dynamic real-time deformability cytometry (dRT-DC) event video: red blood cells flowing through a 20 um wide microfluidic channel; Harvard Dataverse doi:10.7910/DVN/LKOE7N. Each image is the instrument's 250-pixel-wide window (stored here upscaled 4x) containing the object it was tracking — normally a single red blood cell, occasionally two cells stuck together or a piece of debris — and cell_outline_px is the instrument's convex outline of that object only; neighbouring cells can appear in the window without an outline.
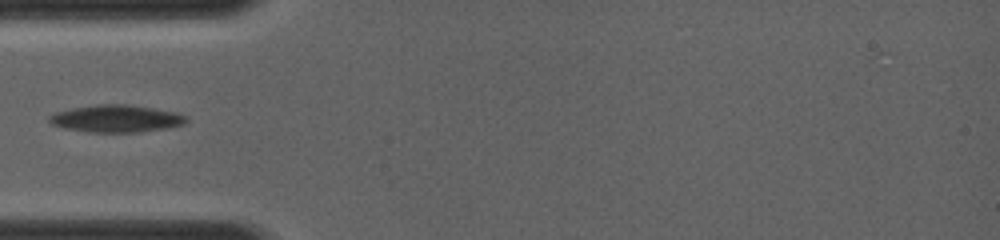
{"species": "common noctule bat (a hibernating species)", "species_latin": "Nyctalus noctula", "temperature_condition": "room temperature", "stored_images_in_passage": 39, "camera_frame_rate_fps": 4000, "um_per_image_px": 0.085, "animal": {"sex": "female", "body_mass_g": 19.0, "forearm_length_mm": 56.7}, "frame": {"image": 1, "passage_image": 1, "time_ms": 0.0, "image_size_px": [1000, 240], "cell_outline_px": [[188, 120], [184, 124], [168, 128], [140, 132], [88, 132], [64, 128], [52, 124], [48, 120], [48, 116], [56, 112], [72, 108], [100, 104], [124, 104], [152, 108], [176, 112], [188, 116]], "centroid_in_image_um": [9.9, 10.09], "position_along_channel_um": 75.1, "area_um2": 21.79}}
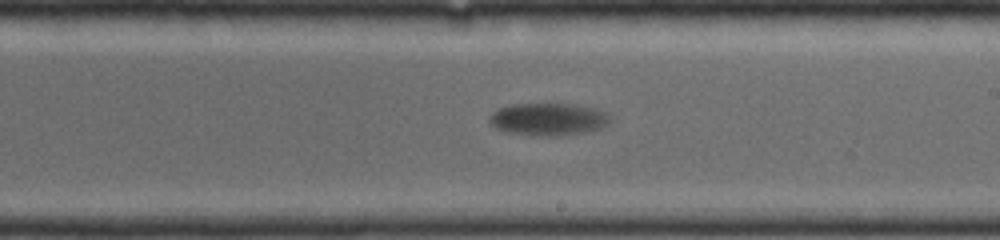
{"frame": {"image": 2, "passage_image": 16, "time_ms": 3.75, "image_size_px": [1000, 240], "cell_outline_px": [[608, 124], [600, 128], [588, 132], [564, 136], [540, 136], [508, 132], [496, 128], [488, 120], [492, 112], [500, 108], [512, 104], [568, 104], [592, 108], [604, 112], [608, 120]], "centroid_in_image_um": [46.57, 10.15], "position_along_channel_um": 242.4, "area_um2": 22.54}}
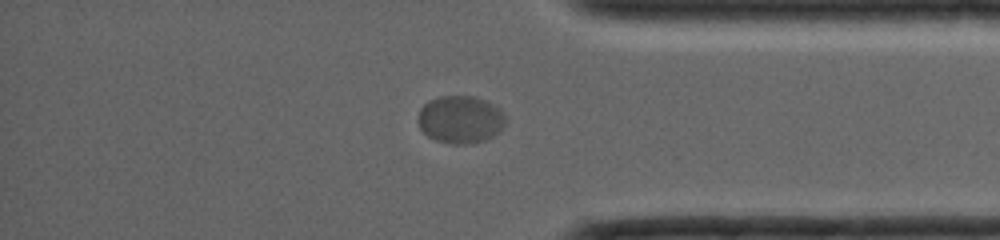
{"frame": {"image": 3, "passage_image": 30, "time_ms": 7.25, "image_size_px": [1000, 240], "cell_outline_px": [[508, 120], [500, 132], [484, 140], [464, 144], [452, 144], [436, 140], [428, 136], [420, 128], [416, 120], [420, 108], [428, 100], [440, 96], [476, 96], [496, 104], [500, 108]], "centroid_in_image_um": [39.15, 10.13], "position_along_channel_um": 396.0, "area_um2": 24.74}}